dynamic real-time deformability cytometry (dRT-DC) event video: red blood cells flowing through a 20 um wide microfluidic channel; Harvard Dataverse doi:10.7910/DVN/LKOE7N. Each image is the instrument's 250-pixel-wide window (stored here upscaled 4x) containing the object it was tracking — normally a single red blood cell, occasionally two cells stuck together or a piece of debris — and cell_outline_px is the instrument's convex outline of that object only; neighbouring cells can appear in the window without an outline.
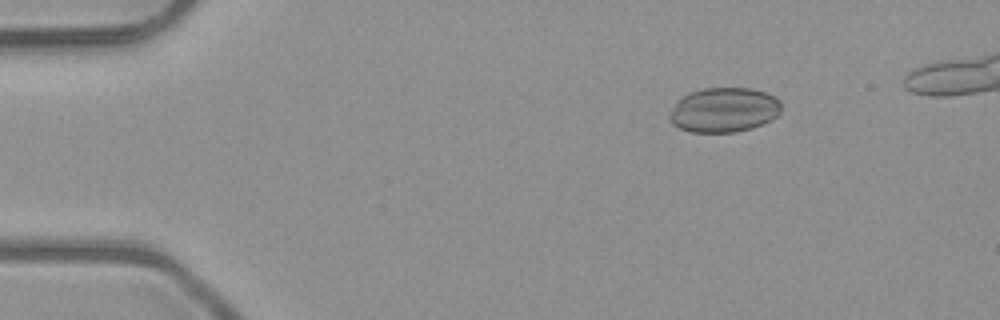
{"species": "common noctule bat (a hibernating species)", "species_latin": "Nyctalus noctula", "temperature_condition": "room temperature", "stored_images_in_passage": 43, "camera_frame_rate_fps": 3000, "um_per_image_px": 0.085, "animal": {"sex": "male", "body_mass_g": 23.1, "forearm_length_mm": 52.7}, "frame": {"image": 1, "passage_image": 3, "time_ms": 0.667, "image_size_px": [1000, 320], "cell_outline_px": [[780, 112], [772, 120], [752, 128], [736, 132], [692, 132], [680, 128], [672, 124], [668, 120], [668, 116], [676, 104], [688, 92], [704, 88], [752, 88], [776, 96], [780, 100]], "centroid_in_image_um": [61.55, 9.34], "position_along_channel_um": 23.4, "area_um2": 29.13}}
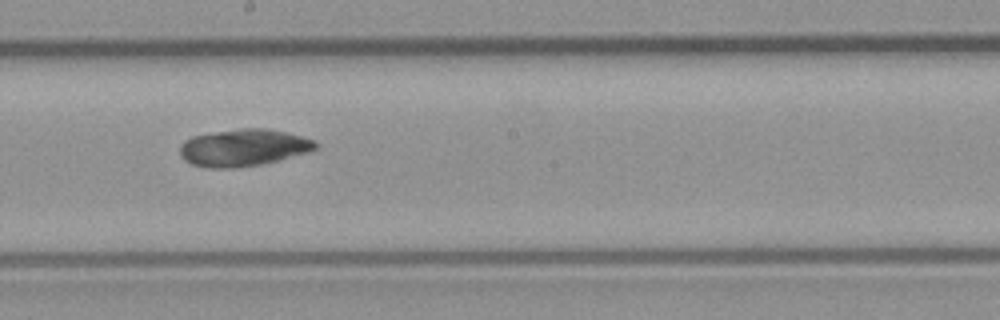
{"frame": {"image": 2, "passage_image": 24, "time_ms": 7.667, "image_size_px": [1000, 320], "cell_outline_px": [[320, 144], [316, 148], [308, 152], [260, 164], [232, 168], [208, 168], [192, 164], [184, 160], [180, 156], [180, 144], [184, 140], [192, 136], [240, 128], [268, 128], [316, 140]], "centroid_in_image_um": [20.67, 12.54], "position_along_channel_um": 227.5, "area_um2": 29.19}}
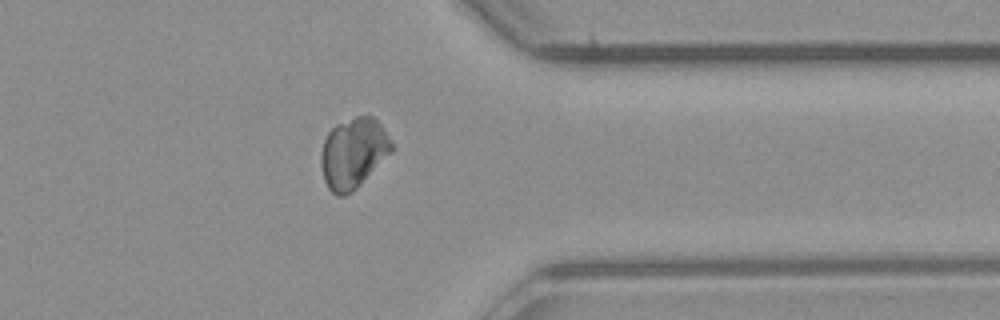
{"frame": {"image": 3, "passage_image": 36, "time_ms": 11.667, "image_size_px": [1000, 320], "cell_outline_px": [[396, 148], [352, 192], [344, 196], [336, 196], [328, 188], [324, 180], [320, 164], [320, 156], [324, 140], [328, 132], [336, 124], [356, 116], [372, 116], [380, 124]], "centroid_in_image_um": [30.02, 13.02], "position_along_channel_um": 381.4, "area_um2": 28.96}}